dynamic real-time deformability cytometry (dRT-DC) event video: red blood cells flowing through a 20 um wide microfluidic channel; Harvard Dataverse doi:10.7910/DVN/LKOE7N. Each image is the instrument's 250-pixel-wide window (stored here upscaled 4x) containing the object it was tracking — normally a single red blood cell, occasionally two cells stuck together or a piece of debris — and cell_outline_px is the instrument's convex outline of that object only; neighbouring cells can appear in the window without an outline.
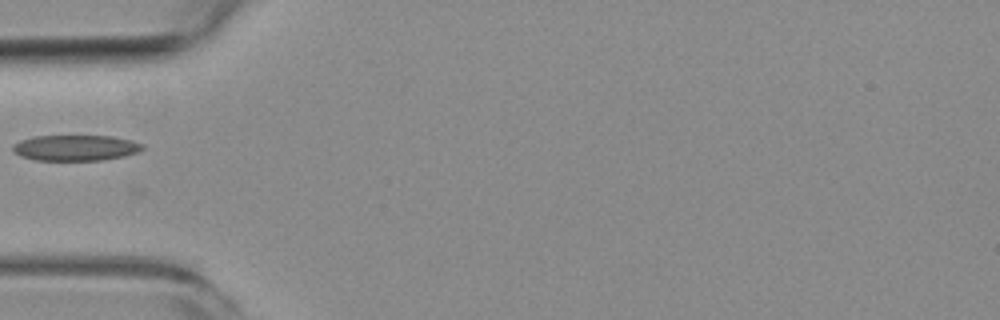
{"species": "common noctule bat (a hibernating species)", "species_latin": "Nyctalus noctula", "temperature_condition": "room temperature", "stored_images_in_passage": 3, "camera_frame_rate_fps": 3000, "um_per_image_px": 0.085, "animal": {"sex": "female", "body_mass_g": 19.3, "forearm_length_mm": 54.1}, "frame": {"image": 1, "passage_image": 3, "time_ms": 2.333, "image_size_px": [1000, 320], "cell_outline_px": [[144, 148], [136, 152], [124, 156], [100, 160], [36, 160], [20, 156], [12, 152], [12, 144], [20, 140], [32, 136], [112, 136], [132, 140], [144, 144]], "centroid_in_image_um": [6.38, 12.56], "position_along_channel_um": 78.6, "area_um2": 19.54}}